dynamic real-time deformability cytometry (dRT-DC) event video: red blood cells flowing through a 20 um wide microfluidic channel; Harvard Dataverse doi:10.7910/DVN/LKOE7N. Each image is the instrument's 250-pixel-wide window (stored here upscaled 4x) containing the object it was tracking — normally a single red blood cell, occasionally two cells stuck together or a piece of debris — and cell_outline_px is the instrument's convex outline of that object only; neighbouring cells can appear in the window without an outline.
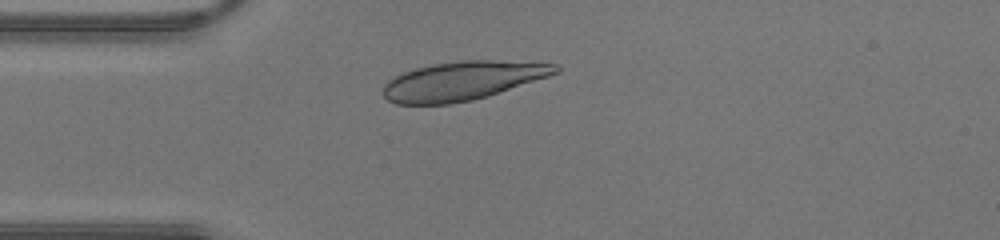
{"species": "human", "species_latin": "Homo sapiens", "temperature_condition": "warm", "stored_images_in_passage": 33, "camera_frame_rate_fps": 3000, "um_per_image_px": 0.085, "donor": {"sex": "male"}, "frame": {"image": 1, "passage_image": 1, "time_ms": 0.0, "image_size_px": [1000, 240], "cell_outline_px": [[560, 72], [488, 96], [472, 100], [448, 104], [396, 104], [388, 100], [384, 96], [384, 84], [388, 80], [404, 72], [416, 68], [432, 64], [460, 60], [540, 60], [556, 64], [560, 68]], "centroid_in_image_um": [39.4, 6.84], "position_along_channel_um": 45.6, "area_um2": 39.36}}
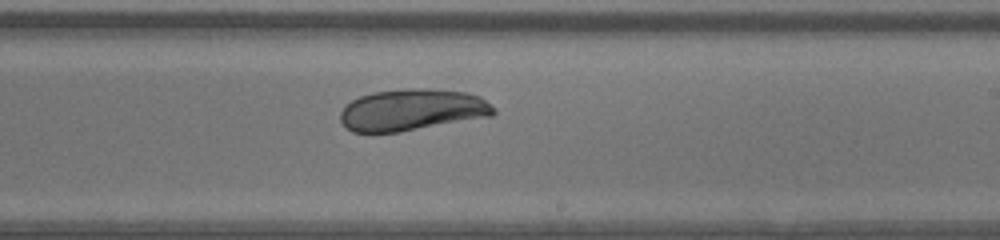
{"frame": {"image": 2, "passage_image": 15, "time_ms": 4.667, "image_size_px": [1000, 240], "cell_outline_px": [[496, 112], [492, 116], [400, 132], [352, 132], [340, 120], [340, 112], [352, 100], [360, 96], [372, 92], [400, 88], [424, 88], [464, 92], [480, 96], [496, 108]], "centroid_in_image_um": [35.05, 9.33], "position_along_channel_um": 254.0, "area_um2": 37.28}}
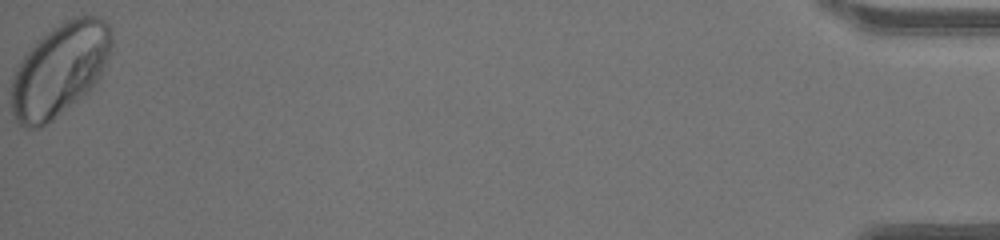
{"frame": {"image": 3, "passage_image": 33, "time_ms": 10.667, "image_size_px": [1000, 240], "cell_outline_px": [[112, 48], [96, 84], [88, 92], [52, 120], [40, 128], [24, 128], [12, 116], [12, 76], [20, 60], [28, 48], [36, 40], [52, 28], [64, 20], [76, 16], [100, 16], [108, 24], [112, 32]], "centroid_in_image_um": [5.07, 5.9], "position_along_channel_um": 430.1, "area_um2": 54.51}}